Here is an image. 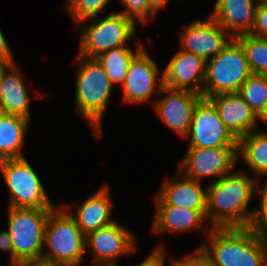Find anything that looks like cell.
<instances>
[{"mask_svg":"<svg viewBox=\"0 0 267 266\" xmlns=\"http://www.w3.org/2000/svg\"><path fill=\"white\" fill-rule=\"evenodd\" d=\"M255 182L256 178L245 171L233 170L206 187V219L211 228L248 227L253 213L248 205L255 198Z\"/></svg>","mask_w":267,"mask_h":266,"instance_id":"1","label":"cell"},{"mask_svg":"<svg viewBox=\"0 0 267 266\" xmlns=\"http://www.w3.org/2000/svg\"><path fill=\"white\" fill-rule=\"evenodd\" d=\"M200 246L213 266H267L266 242L248 228H212Z\"/></svg>","mask_w":267,"mask_h":266,"instance_id":"2","label":"cell"},{"mask_svg":"<svg viewBox=\"0 0 267 266\" xmlns=\"http://www.w3.org/2000/svg\"><path fill=\"white\" fill-rule=\"evenodd\" d=\"M77 63L74 98L77 114L88 122L95 138H100L103 134L102 119L114 85L95 58L77 54Z\"/></svg>","mask_w":267,"mask_h":266,"instance_id":"3","label":"cell"},{"mask_svg":"<svg viewBox=\"0 0 267 266\" xmlns=\"http://www.w3.org/2000/svg\"><path fill=\"white\" fill-rule=\"evenodd\" d=\"M85 252V235L75 219L62 205L55 207L47 218L42 259L59 266H80Z\"/></svg>","mask_w":267,"mask_h":266,"instance_id":"4","label":"cell"},{"mask_svg":"<svg viewBox=\"0 0 267 266\" xmlns=\"http://www.w3.org/2000/svg\"><path fill=\"white\" fill-rule=\"evenodd\" d=\"M251 74L244 49L233 37L219 54L206 61L202 97L238 92Z\"/></svg>","mask_w":267,"mask_h":266,"instance_id":"5","label":"cell"},{"mask_svg":"<svg viewBox=\"0 0 267 266\" xmlns=\"http://www.w3.org/2000/svg\"><path fill=\"white\" fill-rule=\"evenodd\" d=\"M85 21L91 23L86 25ZM81 23L85 26H82L78 55L86 58H96L113 48L128 47V42L136 36L138 26L132 19L117 12L99 20L97 17L86 19L77 25Z\"/></svg>","mask_w":267,"mask_h":266,"instance_id":"6","label":"cell"},{"mask_svg":"<svg viewBox=\"0 0 267 266\" xmlns=\"http://www.w3.org/2000/svg\"><path fill=\"white\" fill-rule=\"evenodd\" d=\"M7 232L17 261L42 259L47 218L53 209L8 207Z\"/></svg>","mask_w":267,"mask_h":266,"instance_id":"7","label":"cell"},{"mask_svg":"<svg viewBox=\"0 0 267 266\" xmlns=\"http://www.w3.org/2000/svg\"><path fill=\"white\" fill-rule=\"evenodd\" d=\"M0 171L10 192L8 207L54 209L41 178L26 157L0 161Z\"/></svg>","mask_w":267,"mask_h":266,"instance_id":"8","label":"cell"},{"mask_svg":"<svg viewBox=\"0 0 267 266\" xmlns=\"http://www.w3.org/2000/svg\"><path fill=\"white\" fill-rule=\"evenodd\" d=\"M135 234L118 221L101 227L85 236V249H90L95 266H117L121 256L138 251Z\"/></svg>","mask_w":267,"mask_h":266,"instance_id":"9","label":"cell"},{"mask_svg":"<svg viewBox=\"0 0 267 266\" xmlns=\"http://www.w3.org/2000/svg\"><path fill=\"white\" fill-rule=\"evenodd\" d=\"M236 165L237 147H188L178 170L198 182L207 177H214L217 181L236 169Z\"/></svg>","mask_w":267,"mask_h":266,"instance_id":"10","label":"cell"},{"mask_svg":"<svg viewBox=\"0 0 267 266\" xmlns=\"http://www.w3.org/2000/svg\"><path fill=\"white\" fill-rule=\"evenodd\" d=\"M184 139L188 147H237L238 140L227 130L214 105L202 98L195 106L190 130Z\"/></svg>","mask_w":267,"mask_h":266,"instance_id":"11","label":"cell"},{"mask_svg":"<svg viewBox=\"0 0 267 266\" xmlns=\"http://www.w3.org/2000/svg\"><path fill=\"white\" fill-rule=\"evenodd\" d=\"M157 62L146 52L145 47L131 60L128 71L121 85L123 100L130 104L149 103L155 92H160L163 85V73Z\"/></svg>","mask_w":267,"mask_h":266,"instance_id":"12","label":"cell"},{"mask_svg":"<svg viewBox=\"0 0 267 266\" xmlns=\"http://www.w3.org/2000/svg\"><path fill=\"white\" fill-rule=\"evenodd\" d=\"M180 32L182 50L193 53L205 61L215 57L233 38L210 15L207 20H193Z\"/></svg>","mask_w":267,"mask_h":266,"instance_id":"13","label":"cell"},{"mask_svg":"<svg viewBox=\"0 0 267 266\" xmlns=\"http://www.w3.org/2000/svg\"><path fill=\"white\" fill-rule=\"evenodd\" d=\"M157 94L164 95L153 100L157 114L169 129L185 138L190 130L194 108L203 98L202 95L165 86Z\"/></svg>","mask_w":267,"mask_h":266,"instance_id":"14","label":"cell"},{"mask_svg":"<svg viewBox=\"0 0 267 266\" xmlns=\"http://www.w3.org/2000/svg\"><path fill=\"white\" fill-rule=\"evenodd\" d=\"M205 69L206 61L203 58L180 49L161 71L163 85L202 95Z\"/></svg>","mask_w":267,"mask_h":266,"instance_id":"15","label":"cell"},{"mask_svg":"<svg viewBox=\"0 0 267 266\" xmlns=\"http://www.w3.org/2000/svg\"><path fill=\"white\" fill-rule=\"evenodd\" d=\"M173 179H164L155 194V205H170L198 210L206 217L207 189L202 183L185 177L180 171Z\"/></svg>","mask_w":267,"mask_h":266,"instance_id":"16","label":"cell"},{"mask_svg":"<svg viewBox=\"0 0 267 266\" xmlns=\"http://www.w3.org/2000/svg\"><path fill=\"white\" fill-rule=\"evenodd\" d=\"M110 193L109 184L105 183L81 204L78 205L74 202H69V205L63 204V207L68 209V213L75 219L77 226L85 236L115 221L112 217L114 203ZM71 209L74 210L70 212Z\"/></svg>","mask_w":267,"mask_h":266,"instance_id":"17","label":"cell"},{"mask_svg":"<svg viewBox=\"0 0 267 266\" xmlns=\"http://www.w3.org/2000/svg\"><path fill=\"white\" fill-rule=\"evenodd\" d=\"M216 108L227 130L238 140L257 130V115L238 92L220 93L207 98Z\"/></svg>","mask_w":267,"mask_h":266,"instance_id":"18","label":"cell"},{"mask_svg":"<svg viewBox=\"0 0 267 266\" xmlns=\"http://www.w3.org/2000/svg\"><path fill=\"white\" fill-rule=\"evenodd\" d=\"M155 216L152 224L154 234L175 233L183 234L191 230H202L204 238L212 229L211 226L203 227L206 217L198 210L184 209L170 205H155Z\"/></svg>","mask_w":267,"mask_h":266,"instance_id":"19","label":"cell"},{"mask_svg":"<svg viewBox=\"0 0 267 266\" xmlns=\"http://www.w3.org/2000/svg\"><path fill=\"white\" fill-rule=\"evenodd\" d=\"M21 71L16 63L3 70L0 77V112L30 120L31 99Z\"/></svg>","mask_w":267,"mask_h":266,"instance_id":"20","label":"cell"},{"mask_svg":"<svg viewBox=\"0 0 267 266\" xmlns=\"http://www.w3.org/2000/svg\"><path fill=\"white\" fill-rule=\"evenodd\" d=\"M257 0H216L210 16L232 37L252 30Z\"/></svg>","mask_w":267,"mask_h":266,"instance_id":"21","label":"cell"},{"mask_svg":"<svg viewBox=\"0 0 267 266\" xmlns=\"http://www.w3.org/2000/svg\"><path fill=\"white\" fill-rule=\"evenodd\" d=\"M29 122L24 117L0 112V161L24 157L21 152Z\"/></svg>","mask_w":267,"mask_h":266,"instance_id":"22","label":"cell"},{"mask_svg":"<svg viewBox=\"0 0 267 266\" xmlns=\"http://www.w3.org/2000/svg\"><path fill=\"white\" fill-rule=\"evenodd\" d=\"M243 158L253 177H267V131L253 130L238 139L237 163Z\"/></svg>","mask_w":267,"mask_h":266,"instance_id":"23","label":"cell"},{"mask_svg":"<svg viewBox=\"0 0 267 266\" xmlns=\"http://www.w3.org/2000/svg\"><path fill=\"white\" fill-rule=\"evenodd\" d=\"M137 42L138 46L134 51L131 47H117L105 51L95 58L104 68L114 86L124 83L131 60L144 48L140 39Z\"/></svg>","mask_w":267,"mask_h":266,"instance_id":"24","label":"cell"},{"mask_svg":"<svg viewBox=\"0 0 267 266\" xmlns=\"http://www.w3.org/2000/svg\"><path fill=\"white\" fill-rule=\"evenodd\" d=\"M244 49L251 73L267 75V38L250 34L235 37Z\"/></svg>","mask_w":267,"mask_h":266,"instance_id":"25","label":"cell"},{"mask_svg":"<svg viewBox=\"0 0 267 266\" xmlns=\"http://www.w3.org/2000/svg\"><path fill=\"white\" fill-rule=\"evenodd\" d=\"M238 93L258 115L267 103V75L252 73L241 85Z\"/></svg>","mask_w":267,"mask_h":266,"instance_id":"26","label":"cell"},{"mask_svg":"<svg viewBox=\"0 0 267 266\" xmlns=\"http://www.w3.org/2000/svg\"><path fill=\"white\" fill-rule=\"evenodd\" d=\"M110 0H67L65 10L77 25L81 21L98 17Z\"/></svg>","mask_w":267,"mask_h":266,"instance_id":"27","label":"cell"},{"mask_svg":"<svg viewBox=\"0 0 267 266\" xmlns=\"http://www.w3.org/2000/svg\"><path fill=\"white\" fill-rule=\"evenodd\" d=\"M259 179L255 182V194L259 195L260 205L253 209V213L248 224V229L259 238H267V180L262 187L259 185ZM260 187V188H259Z\"/></svg>","mask_w":267,"mask_h":266,"instance_id":"28","label":"cell"},{"mask_svg":"<svg viewBox=\"0 0 267 266\" xmlns=\"http://www.w3.org/2000/svg\"><path fill=\"white\" fill-rule=\"evenodd\" d=\"M124 9L117 13L132 19L136 24H145L148 18L156 17V13L149 7L148 0H119Z\"/></svg>","mask_w":267,"mask_h":266,"instance_id":"29","label":"cell"},{"mask_svg":"<svg viewBox=\"0 0 267 266\" xmlns=\"http://www.w3.org/2000/svg\"><path fill=\"white\" fill-rule=\"evenodd\" d=\"M170 266H213L212 261L208 253L198 246L193 254H188L182 259L172 258Z\"/></svg>","mask_w":267,"mask_h":266,"instance_id":"30","label":"cell"},{"mask_svg":"<svg viewBox=\"0 0 267 266\" xmlns=\"http://www.w3.org/2000/svg\"><path fill=\"white\" fill-rule=\"evenodd\" d=\"M250 35L267 38V3H258Z\"/></svg>","mask_w":267,"mask_h":266,"instance_id":"31","label":"cell"},{"mask_svg":"<svg viewBox=\"0 0 267 266\" xmlns=\"http://www.w3.org/2000/svg\"><path fill=\"white\" fill-rule=\"evenodd\" d=\"M164 246L165 245H163V243L157 245V247H155L153 251L149 255H147V257H145L146 259H144L137 266H165L167 254L165 252Z\"/></svg>","mask_w":267,"mask_h":266,"instance_id":"32","label":"cell"},{"mask_svg":"<svg viewBox=\"0 0 267 266\" xmlns=\"http://www.w3.org/2000/svg\"><path fill=\"white\" fill-rule=\"evenodd\" d=\"M0 63L3 64H14L12 50L9 42L6 40L3 32L0 29Z\"/></svg>","mask_w":267,"mask_h":266,"instance_id":"33","label":"cell"},{"mask_svg":"<svg viewBox=\"0 0 267 266\" xmlns=\"http://www.w3.org/2000/svg\"><path fill=\"white\" fill-rule=\"evenodd\" d=\"M0 249L3 251H8L10 254V265L15 263L17 260L14 258L13 247L11 239L8 235L7 230L0 232Z\"/></svg>","mask_w":267,"mask_h":266,"instance_id":"34","label":"cell"},{"mask_svg":"<svg viewBox=\"0 0 267 266\" xmlns=\"http://www.w3.org/2000/svg\"><path fill=\"white\" fill-rule=\"evenodd\" d=\"M11 266H59L49 261L39 259V260H29V261H16L11 264Z\"/></svg>","mask_w":267,"mask_h":266,"instance_id":"35","label":"cell"},{"mask_svg":"<svg viewBox=\"0 0 267 266\" xmlns=\"http://www.w3.org/2000/svg\"><path fill=\"white\" fill-rule=\"evenodd\" d=\"M169 0H148L149 7L158 14L159 10H161Z\"/></svg>","mask_w":267,"mask_h":266,"instance_id":"36","label":"cell"},{"mask_svg":"<svg viewBox=\"0 0 267 266\" xmlns=\"http://www.w3.org/2000/svg\"><path fill=\"white\" fill-rule=\"evenodd\" d=\"M257 121H261V123L267 125V103L264 105L261 112L257 115Z\"/></svg>","mask_w":267,"mask_h":266,"instance_id":"37","label":"cell"},{"mask_svg":"<svg viewBox=\"0 0 267 266\" xmlns=\"http://www.w3.org/2000/svg\"><path fill=\"white\" fill-rule=\"evenodd\" d=\"M7 66H8L7 64L0 63V77H1V74H2L3 70H4Z\"/></svg>","mask_w":267,"mask_h":266,"instance_id":"38","label":"cell"},{"mask_svg":"<svg viewBox=\"0 0 267 266\" xmlns=\"http://www.w3.org/2000/svg\"><path fill=\"white\" fill-rule=\"evenodd\" d=\"M258 3H267V0H257Z\"/></svg>","mask_w":267,"mask_h":266,"instance_id":"39","label":"cell"}]
</instances>
